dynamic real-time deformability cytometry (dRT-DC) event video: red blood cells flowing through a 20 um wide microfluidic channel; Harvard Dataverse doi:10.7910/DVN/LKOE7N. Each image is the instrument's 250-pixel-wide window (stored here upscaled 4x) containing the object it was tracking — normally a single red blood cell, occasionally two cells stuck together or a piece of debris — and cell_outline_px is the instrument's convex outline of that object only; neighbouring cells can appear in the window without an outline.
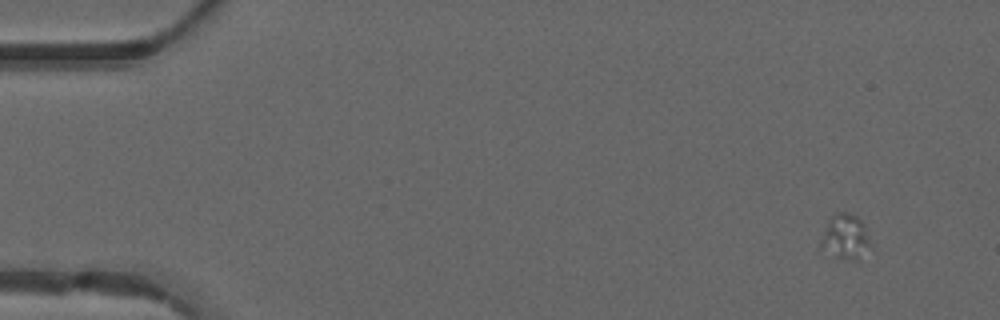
{"species": "common noctule bat (a hibernating species)", "species_latin": "Nyctalus noctula", "temperature_condition": "warm", "stored_images_in_passage": 13, "camera_frame_rate_fps": 3000, "um_per_image_px": 0.085, "animal": {"sex": "male", "forearm_length_mm": 52.5}, "frame": {"image": 1, "passage_image": 1, "time_ms": 0.0, "image_size_px": [1000, 320], "cell_outline_px": [[868, 244], [860, 260], [844, 260], [832, 256], [820, 248], [820, 244], [828, 224], [832, 216], [840, 212], [844, 212], [856, 216], [864, 224], [868, 240]], "centroid_in_image_um": [71.83, 20.18], "position_along_channel_um": 13.2, "area_um2": 12.48}}